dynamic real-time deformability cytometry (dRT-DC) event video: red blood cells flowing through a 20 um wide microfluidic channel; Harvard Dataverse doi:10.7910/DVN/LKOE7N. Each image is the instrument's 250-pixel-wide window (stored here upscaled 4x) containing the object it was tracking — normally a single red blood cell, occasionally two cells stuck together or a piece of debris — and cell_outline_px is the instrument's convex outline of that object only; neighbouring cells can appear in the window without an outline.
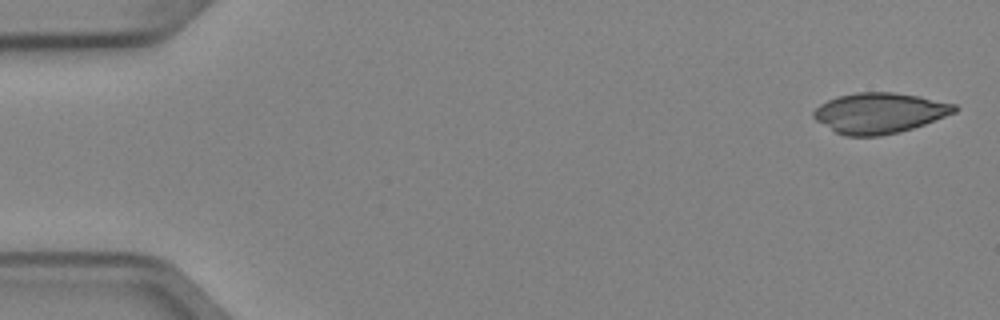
{"species": "Egyptian fruit bat (a non-hibernating species)", "species_latin": "Rousettus aegyptiacus", "temperature_condition": "cold", "stored_images_in_passage": 6, "camera_frame_rate_fps": 3000, "um_per_image_px": 0.085, "animal": {"sex": "female"}, "frame": {"image": 1, "passage_image": 1, "time_ms": 0.0, "image_size_px": [1000, 320], "cell_outline_px": [[960, 108], [956, 112], [924, 124], [900, 132], [880, 136], [844, 136], [836, 132], [816, 120], [812, 116], [812, 112], [820, 104], [828, 100], [840, 96], [856, 92], [892, 92], [916, 96], [956, 104]], "centroid_in_image_um": [74.75, 9.61], "position_along_channel_um": 10.2, "area_um2": 33.06}}